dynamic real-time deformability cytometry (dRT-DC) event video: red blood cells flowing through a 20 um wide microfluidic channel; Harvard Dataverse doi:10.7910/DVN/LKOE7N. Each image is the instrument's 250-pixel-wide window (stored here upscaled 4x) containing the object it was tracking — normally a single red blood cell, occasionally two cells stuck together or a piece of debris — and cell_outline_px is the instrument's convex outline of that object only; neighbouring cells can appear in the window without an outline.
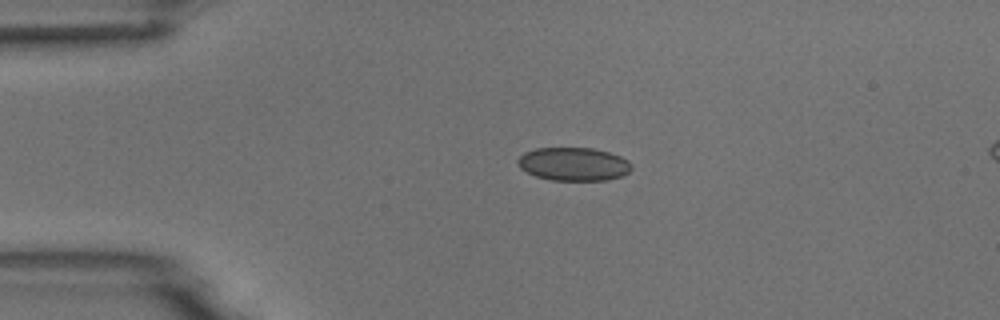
{"species": "common noctule bat (a hibernating species)", "species_latin": "Nyctalus noctula", "temperature_condition": "room temperature", "stored_images_in_passage": 41, "camera_frame_rate_fps": 3000, "um_per_image_px": 0.085, "animal": {"sex": "male", "body_mass_g": 18.8}, "frame": {"image": 1, "passage_image": 1, "time_ms": 0.0, "image_size_px": [1000, 320], "cell_outline_px": [[632, 168], [624, 176], [608, 180], [552, 180], [536, 176], [520, 168], [516, 160], [524, 152], [536, 148], [592, 148], [608, 152], [620, 156], [628, 160]], "centroid_in_image_um": [48.76, 13.95], "position_along_channel_um": 36.2, "area_um2": 22.08}}
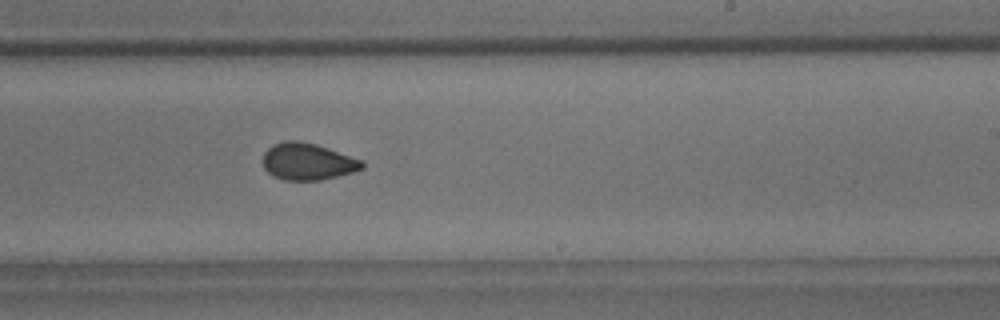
{"frame": {"image": 2, "passage_image": 22, "time_ms": 7.0, "image_size_px": [1000, 320], "cell_outline_px": [[364, 168], [352, 172], [320, 180], [284, 180], [272, 176], [264, 168], [264, 152], [272, 144], [284, 140], [300, 140], [316, 144], [364, 160]], "centroid_in_image_um": [26.15, 13.72], "position_along_channel_um": 262.9, "area_um2": 21.44}}
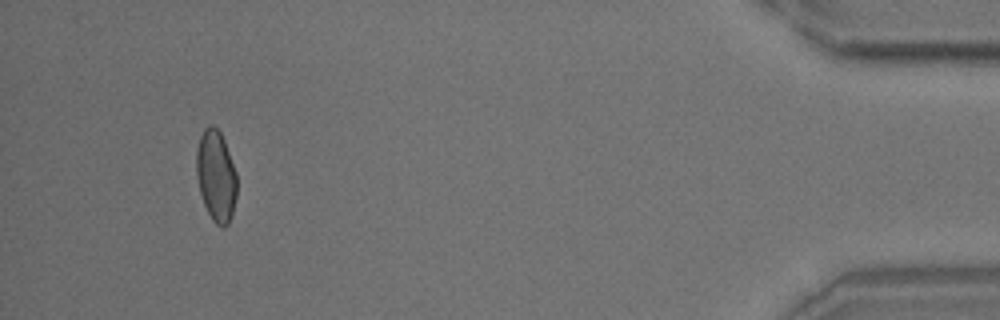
{"frame": {"image": 3, "passage_image": 40, "time_ms": 13.0, "image_size_px": [1000, 320], "cell_outline_px": [[236, 196], [232, 216], [228, 224], [224, 228], [220, 228], [212, 220], [204, 204], [200, 192], [196, 176], [196, 148], [200, 136], [204, 128], [208, 124], [212, 124], [220, 132], [224, 140], [236, 172]], "centroid_in_image_um": [18.35, 14.96], "position_along_channel_um": 416.9, "area_um2": 21.68}, "authors_computed_cell_mechanics": {"area_um2": 21.5594, "velocity_mm_per_s": 3.7239, "shape_relaxation_time_tau1_ms": 6.562, "shape_relaxation_time_tau2_ms": 1.4415, "deformation_change_tau1": 0.1116, "deformation_change_tau2": 0.0562}}